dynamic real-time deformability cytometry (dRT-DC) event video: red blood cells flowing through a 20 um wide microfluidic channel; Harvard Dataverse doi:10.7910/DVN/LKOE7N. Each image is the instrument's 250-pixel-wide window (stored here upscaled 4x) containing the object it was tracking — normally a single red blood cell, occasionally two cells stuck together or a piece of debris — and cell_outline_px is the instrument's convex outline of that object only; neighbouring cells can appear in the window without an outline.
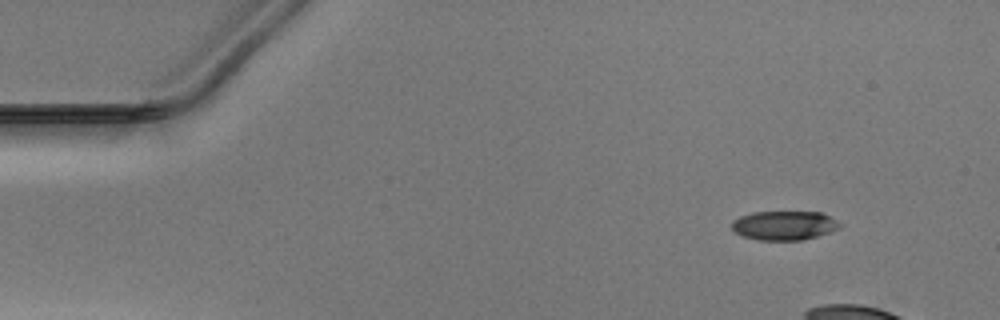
{"species": "Egyptian fruit bat (a non-hibernating species)", "species_latin": "Rousettus aegyptiacus", "temperature_condition": "warm", "stored_images_in_passage": 9, "camera_frame_rate_fps": 3000, "um_per_image_px": 0.085, "animal": {"sex": "male"}, "frame": {"image": 1, "passage_image": 1, "time_ms": 0.0, "image_size_px": [1000, 320], "cell_outline_px": [[840, 228], [804, 240], [756, 240], [740, 236], [732, 232], [732, 220], [740, 216], [752, 212], [824, 212], [836, 220], [840, 224]], "centroid_in_image_um": [66.6, 19.16], "position_along_channel_um": 18.4, "area_um2": 18.55}}